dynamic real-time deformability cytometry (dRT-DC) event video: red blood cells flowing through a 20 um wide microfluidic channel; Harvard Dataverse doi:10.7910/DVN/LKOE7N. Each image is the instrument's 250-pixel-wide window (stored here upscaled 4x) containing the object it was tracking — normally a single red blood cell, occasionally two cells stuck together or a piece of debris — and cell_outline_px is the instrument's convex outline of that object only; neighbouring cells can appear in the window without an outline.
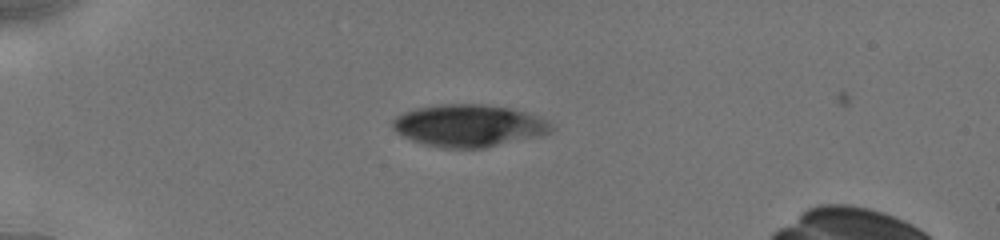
{"species": "human", "species_latin": "Homo sapiens", "temperature_condition": "cold", "stored_images_in_passage": 18, "camera_frame_rate_fps": 3000, "um_per_image_px": 0.085, "donor": {"sex": "male"}, "frame": {"image": 1, "passage_image": 1, "time_ms": 0.0, "image_size_px": [1000, 240], "cell_outline_px": [[556, 128], [552, 132], [544, 136], [484, 148], [440, 148], [424, 144], [412, 140], [396, 132], [392, 128], [392, 120], [396, 116], [404, 112], [416, 108], [440, 104], [484, 104], [512, 108], [540, 116], [548, 120]], "centroid_in_image_um": [39.92, 10.68], "position_along_channel_um": 45.1, "area_um2": 39.71}}
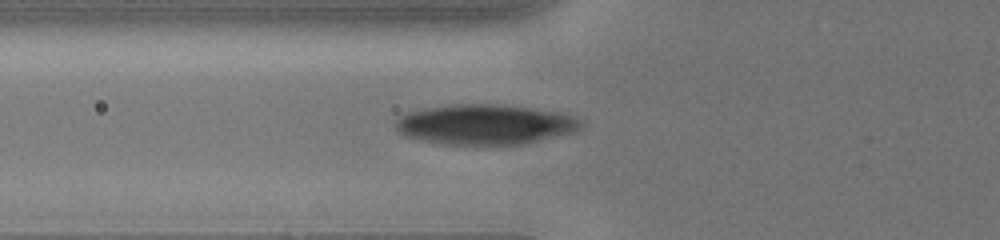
{"frame": {"image": 2, "passage_image": 13, "time_ms": 2.0, "image_size_px": [1000, 240], "cell_outline_px": [[584, 128], [580, 132], [520, 144], [492, 148], [484, 148], [436, 144], [404, 136], [396, 128], [396, 120], [400, 116], [408, 112], [424, 108], [456, 104], [496, 104], [532, 108], [560, 112], [584, 120]], "centroid_in_image_um": [41.29, 10.63], "position_along_channel_um": 84.5, "area_um2": 45.08}}